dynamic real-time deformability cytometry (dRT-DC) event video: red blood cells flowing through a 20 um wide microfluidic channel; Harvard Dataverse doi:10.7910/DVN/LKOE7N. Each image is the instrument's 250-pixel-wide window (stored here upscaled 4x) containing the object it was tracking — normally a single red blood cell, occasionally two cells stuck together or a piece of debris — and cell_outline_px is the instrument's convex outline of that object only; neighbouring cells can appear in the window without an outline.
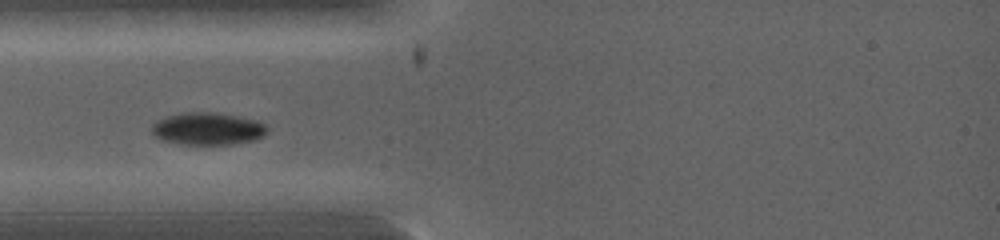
{"species": "common noctule bat (a hibernating species)", "species_latin": "Nyctalus noctula", "temperature_condition": "warm", "stored_images_in_passage": 11, "camera_frame_rate_fps": 5000, "um_per_image_px": 0.085, "animal": {"sex": "female", "body_mass_g": 19.0, "forearm_length_mm": 53.3}, "frame": {"image": 1, "passage_image": 5, "time_ms": 1.4, "image_size_px": [1000, 240], "cell_outline_px": [[268, 132], [264, 136], [256, 140], [232, 144], [180, 144], [164, 140], [156, 136], [152, 132], [152, 124], [156, 120], [164, 116], [180, 112], [216, 112], [240, 116], [256, 120], [264, 124], [268, 128]], "centroid_in_image_um": [17.67, 10.92], "position_along_channel_um": 67.3, "area_um2": 22.08}}
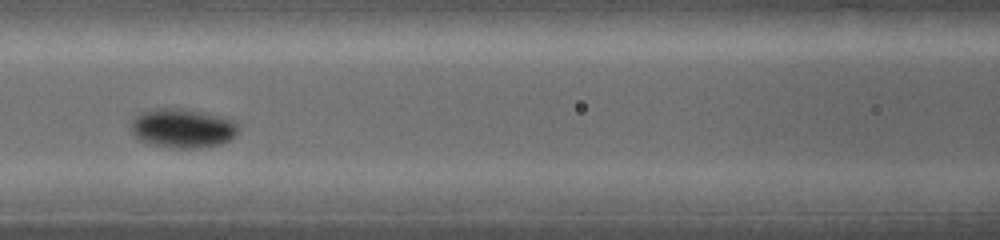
{"frame": {"image": 2, "passage_image": 8, "time_ms": 2.8, "image_size_px": [1000, 240], "cell_outline_px": [[240, 128], [228, 140], [220, 144], [200, 148], [176, 148], [152, 144], [140, 140], [132, 132], [132, 116], [140, 112], [152, 108], [184, 108], [232, 120]], "centroid_in_image_um": [15.46, 10.89], "position_along_channel_um": 151.1, "area_um2": 24.28}}
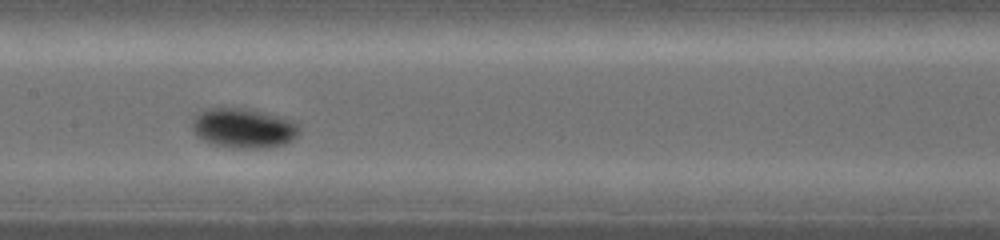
{"frame": {"image": 3, "passage_image": 10, "time_ms": 3.4, "image_size_px": [1000, 240], "cell_outline_px": [[300, 132], [292, 140], [284, 144], [264, 148], [240, 148], [212, 144], [200, 140], [192, 128], [192, 120], [204, 108], [252, 108], [292, 120], [300, 124]], "centroid_in_image_um": [20.71, 10.88], "position_along_channel_um": 186.7, "area_um2": 25.09}}